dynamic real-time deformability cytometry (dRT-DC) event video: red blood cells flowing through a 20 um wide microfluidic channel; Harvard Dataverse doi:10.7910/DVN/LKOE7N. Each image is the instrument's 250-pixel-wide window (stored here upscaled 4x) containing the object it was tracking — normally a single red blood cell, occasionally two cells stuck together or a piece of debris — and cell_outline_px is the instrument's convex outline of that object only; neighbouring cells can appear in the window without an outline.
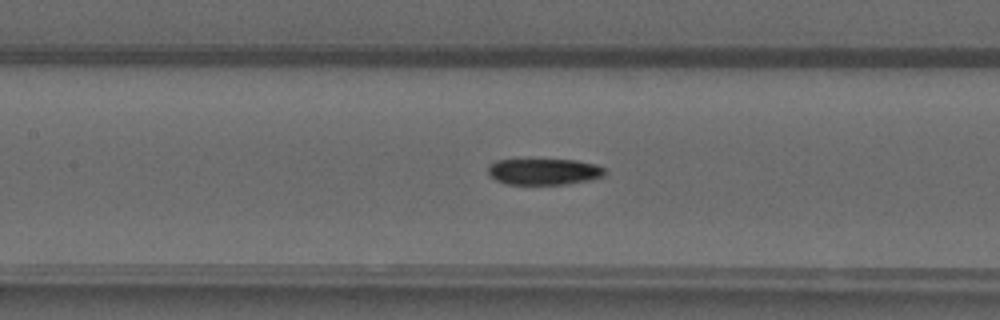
{"species": "common noctule bat (a hibernating species)", "species_latin": "Nyctalus noctula", "temperature_condition": "warm", "stored_images_in_passage": 52, "camera_frame_rate_fps": 3000, "um_per_image_px": 0.085, "animal": {"sex": "male", "forearm_length_mm": 52.5}, "frame": {"image": 1, "passage_image": 24, "time_ms": 7.667, "image_size_px": [1000, 320], "cell_outline_px": [[608, 172], [604, 176], [588, 180], [568, 184], [504, 184], [496, 180], [488, 172], [488, 164], [496, 160], [576, 160], [596, 164], [604, 168]], "centroid_in_image_um": [46.25, 14.59], "position_along_channel_um": 161.1, "area_um2": 17.92}}
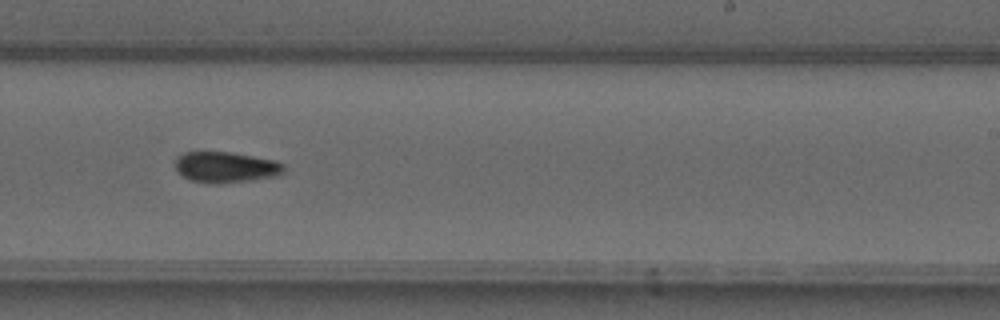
{"frame": {"image": 2, "passage_image": 32, "time_ms": 10.333, "image_size_px": [1000, 320], "cell_outline_px": [[284, 172], [272, 176], [220, 184], [212, 184], [192, 180], [176, 172], [176, 156], [184, 152], [232, 152], [276, 160], [284, 164]], "centroid_in_image_um": [19.16, 14.19], "position_along_channel_um": 269.8, "area_um2": 19.42}}
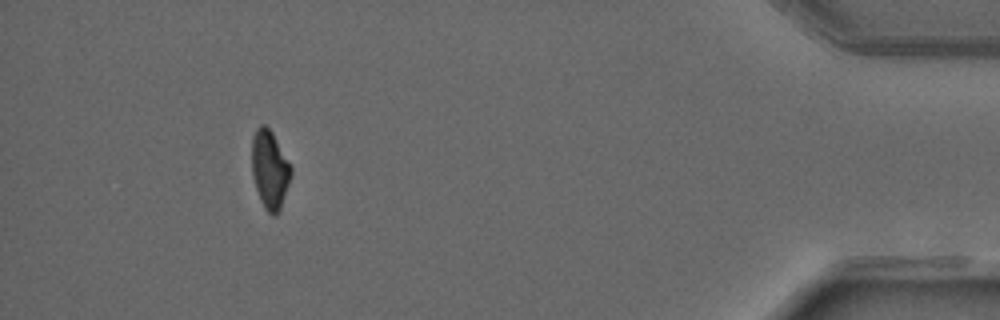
{"frame": {"image": 3, "passage_image": 47, "time_ms": 15.333, "image_size_px": [1000, 320], "cell_outline_px": [[292, 172], [280, 212], [276, 216], [272, 216], [264, 208], [260, 200], [252, 176], [252, 136], [256, 128], [260, 124], [264, 124], [272, 132], [292, 168]], "centroid_in_image_um": [22.92, 14.43], "position_along_channel_um": 412.3, "area_um2": 17.98}}